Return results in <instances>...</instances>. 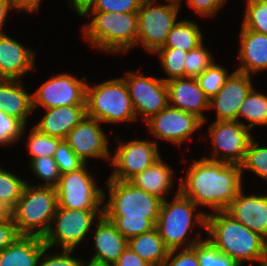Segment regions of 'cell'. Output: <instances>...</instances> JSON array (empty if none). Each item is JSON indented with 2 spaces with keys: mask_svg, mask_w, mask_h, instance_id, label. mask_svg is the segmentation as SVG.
I'll return each mask as SVG.
<instances>
[{
  "mask_svg": "<svg viewBox=\"0 0 267 266\" xmlns=\"http://www.w3.org/2000/svg\"><path fill=\"white\" fill-rule=\"evenodd\" d=\"M128 246L151 266H162L169 253L156 228L130 238Z\"/></svg>",
  "mask_w": 267,
  "mask_h": 266,
  "instance_id": "cell-27",
  "label": "cell"
},
{
  "mask_svg": "<svg viewBox=\"0 0 267 266\" xmlns=\"http://www.w3.org/2000/svg\"><path fill=\"white\" fill-rule=\"evenodd\" d=\"M125 71L122 76L128 86L137 121L145 123L169 105L168 86L160 77L145 76L143 72Z\"/></svg>",
  "mask_w": 267,
  "mask_h": 266,
  "instance_id": "cell-13",
  "label": "cell"
},
{
  "mask_svg": "<svg viewBox=\"0 0 267 266\" xmlns=\"http://www.w3.org/2000/svg\"><path fill=\"white\" fill-rule=\"evenodd\" d=\"M179 181V192L206 214L225 211L244 188L241 165L219 162L205 157L192 160ZM204 207L208 211H204ZM209 210H211L209 212Z\"/></svg>",
  "mask_w": 267,
  "mask_h": 266,
  "instance_id": "cell-1",
  "label": "cell"
},
{
  "mask_svg": "<svg viewBox=\"0 0 267 266\" xmlns=\"http://www.w3.org/2000/svg\"><path fill=\"white\" fill-rule=\"evenodd\" d=\"M86 116L109 125L126 122L128 129L129 122L136 123V113L123 77L108 79L94 86L87 82Z\"/></svg>",
  "mask_w": 267,
  "mask_h": 266,
  "instance_id": "cell-7",
  "label": "cell"
},
{
  "mask_svg": "<svg viewBox=\"0 0 267 266\" xmlns=\"http://www.w3.org/2000/svg\"><path fill=\"white\" fill-rule=\"evenodd\" d=\"M51 248L45 247L42 251L38 266H84L81 258L74 256V250H58V252L50 253Z\"/></svg>",
  "mask_w": 267,
  "mask_h": 266,
  "instance_id": "cell-40",
  "label": "cell"
},
{
  "mask_svg": "<svg viewBox=\"0 0 267 266\" xmlns=\"http://www.w3.org/2000/svg\"><path fill=\"white\" fill-rule=\"evenodd\" d=\"M197 259L199 266H241L220 252L207 238L197 243Z\"/></svg>",
  "mask_w": 267,
  "mask_h": 266,
  "instance_id": "cell-37",
  "label": "cell"
},
{
  "mask_svg": "<svg viewBox=\"0 0 267 266\" xmlns=\"http://www.w3.org/2000/svg\"><path fill=\"white\" fill-rule=\"evenodd\" d=\"M207 135L212 145L207 159L228 164L241 165L245 159L249 142L254 135L239 121H216L209 124Z\"/></svg>",
  "mask_w": 267,
  "mask_h": 266,
  "instance_id": "cell-12",
  "label": "cell"
},
{
  "mask_svg": "<svg viewBox=\"0 0 267 266\" xmlns=\"http://www.w3.org/2000/svg\"><path fill=\"white\" fill-rule=\"evenodd\" d=\"M19 236L12 217L8 215L0 222V252L11 245Z\"/></svg>",
  "mask_w": 267,
  "mask_h": 266,
  "instance_id": "cell-45",
  "label": "cell"
},
{
  "mask_svg": "<svg viewBox=\"0 0 267 266\" xmlns=\"http://www.w3.org/2000/svg\"><path fill=\"white\" fill-rule=\"evenodd\" d=\"M30 171L41 182L36 186L56 187L59 183L60 172L53 157L34 158L29 162Z\"/></svg>",
  "mask_w": 267,
  "mask_h": 266,
  "instance_id": "cell-36",
  "label": "cell"
},
{
  "mask_svg": "<svg viewBox=\"0 0 267 266\" xmlns=\"http://www.w3.org/2000/svg\"><path fill=\"white\" fill-rule=\"evenodd\" d=\"M36 50L8 34L0 35V79L22 80L35 69Z\"/></svg>",
  "mask_w": 267,
  "mask_h": 266,
  "instance_id": "cell-19",
  "label": "cell"
},
{
  "mask_svg": "<svg viewBox=\"0 0 267 266\" xmlns=\"http://www.w3.org/2000/svg\"><path fill=\"white\" fill-rule=\"evenodd\" d=\"M45 247L41 237L20 235L0 252V266H38Z\"/></svg>",
  "mask_w": 267,
  "mask_h": 266,
  "instance_id": "cell-26",
  "label": "cell"
},
{
  "mask_svg": "<svg viewBox=\"0 0 267 266\" xmlns=\"http://www.w3.org/2000/svg\"><path fill=\"white\" fill-rule=\"evenodd\" d=\"M84 164L76 171L60 175L56 186L58 206L66 209L103 210V187Z\"/></svg>",
  "mask_w": 267,
  "mask_h": 266,
  "instance_id": "cell-10",
  "label": "cell"
},
{
  "mask_svg": "<svg viewBox=\"0 0 267 266\" xmlns=\"http://www.w3.org/2000/svg\"><path fill=\"white\" fill-rule=\"evenodd\" d=\"M82 37L92 49L105 54H122L137 47L138 13L88 12ZM87 23V24H86Z\"/></svg>",
  "mask_w": 267,
  "mask_h": 266,
  "instance_id": "cell-5",
  "label": "cell"
},
{
  "mask_svg": "<svg viewBox=\"0 0 267 266\" xmlns=\"http://www.w3.org/2000/svg\"><path fill=\"white\" fill-rule=\"evenodd\" d=\"M92 260L114 264L128 247V240L116 229L115 225L104 215L95 223Z\"/></svg>",
  "mask_w": 267,
  "mask_h": 266,
  "instance_id": "cell-22",
  "label": "cell"
},
{
  "mask_svg": "<svg viewBox=\"0 0 267 266\" xmlns=\"http://www.w3.org/2000/svg\"><path fill=\"white\" fill-rule=\"evenodd\" d=\"M252 75L233 70L218 93L209 100V111L216 112V121H238L241 103L254 87Z\"/></svg>",
  "mask_w": 267,
  "mask_h": 266,
  "instance_id": "cell-17",
  "label": "cell"
},
{
  "mask_svg": "<svg viewBox=\"0 0 267 266\" xmlns=\"http://www.w3.org/2000/svg\"><path fill=\"white\" fill-rule=\"evenodd\" d=\"M33 126L39 132L65 140L68 133L86 116V105L60 106L43 110Z\"/></svg>",
  "mask_w": 267,
  "mask_h": 266,
  "instance_id": "cell-23",
  "label": "cell"
},
{
  "mask_svg": "<svg viewBox=\"0 0 267 266\" xmlns=\"http://www.w3.org/2000/svg\"><path fill=\"white\" fill-rule=\"evenodd\" d=\"M103 210H78L57 207L48 233L43 240L47 247L76 250L89 236Z\"/></svg>",
  "mask_w": 267,
  "mask_h": 266,
  "instance_id": "cell-9",
  "label": "cell"
},
{
  "mask_svg": "<svg viewBox=\"0 0 267 266\" xmlns=\"http://www.w3.org/2000/svg\"><path fill=\"white\" fill-rule=\"evenodd\" d=\"M256 89L252 88L238 110V121L250 131L257 126H267V95Z\"/></svg>",
  "mask_w": 267,
  "mask_h": 266,
  "instance_id": "cell-29",
  "label": "cell"
},
{
  "mask_svg": "<svg viewBox=\"0 0 267 266\" xmlns=\"http://www.w3.org/2000/svg\"><path fill=\"white\" fill-rule=\"evenodd\" d=\"M114 266H151L139 255H137L129 246L119 256Z\"/></svg>",
  "mask_w": 267,
  "mask_h": 266,
  "instance_id": "cell-46",
  "label": "cell"
},
{
  "mask_svg": "<svg viewBox=\"0 0 267 266\" xmlns=\"http://www.w3.org/2000/svg\"><path fill=\"white\" fill-rule=\"evenodd\" d=\"M10 11L12 12L13 10L10 6L9 0H0V35L6 33L3 28H5L4 25L7 22L6 19H9L8 15Z\"/></svg>",
  "mask_w": 267,
  "mask_h": 266,
  "instance_id": "cell-49",
  "label": "cell"
},
{
  "mask_svg": "<svg viewBox=\"0 0 267 266\" xmlns=\"http://www.w3.org/2000/svg\"><path fill=\"white\" fill-rule=\"evenodd\" d=\"M187 7L200 16V18L214 17L220 9L227 3V0H184Z\"/></svg>",
  "mask_w": 267,
  "mask_h": 266,
  "instance_id": "cell-44",
  "label": "cell"
},
{
  "mask_svg": "<svg viewBox=\"0 0 267 266\" xmlns=\"http://www.w3.org/2000/svg\"><path fill=\"white\" fill-rule=\"evenodd\" d=\"M0 111L20 119L26 126L29 125L28 117L34 111L32 94L27 92L24 81L0 79Z\"/></svg>",
  "mask_w": 267,
  "mask_h": 266,
  "instance_id": "cell-24",
  "label": "cell"
},
{
  "mask_svg": "<svg viewBox=\"0 0 267 266\" xmlns=\"http://www.w3.org/2000/svg\"><path fill=\"white\" fill-rule=\"evenodd\" d=\"M101 125L96 119L85 116L65 138L69 147L85 164L89 159L111 160L109 136L105 135Z\"/></svg>",
  "mask_w": 267,
  "mask_h": 266,
  "instance_id": "cell-16",
  "label": "cell"
},
{
  "mask_svg": "<svg viewBox=\"0 0 267 266\" xmlns=\"http://www.w3.org/2000/svg\"><path fill=\"white\" fill-rule=\"evenodd\" d=\"M12 10L33 14L39 12L41 0H9Z\"/></svg>",
  "mask_w": 267,
  "mask_h": 266,
  "instance_id": "cell-47",
  "label": "cell"
},
{
  "mask_svg": "<svg viewBox=\"0 0 267 266\" xmlns=\"http://www.w3.org/2000/svg\"><path fill=\"white\" fill-rule=\"evenodd\" d=\"M104 187L103 215L127 240L155 228L162 199L130 181L107 179Z\"/></svg>",
  "mask_w": 267,
  "mask_h": 266,
  "instance_id": "cell-2",
  "label": "cell"
},
{
  "mask_svg": "<svg viewBox=\"0 0 267 266\" xmlns=\"http://www.w3.org/2000/svg\"><path fill=\"white\" fill-rule=\"evenodd\" d=\"M215 57L204 43L188 51L185 60V77L197 78L201 75L213 62Z\"/></svg>",
  "mask_w": 267,
  "mask_h": 266,
  "instance_id": "cell-38",
  "label": "cell"
},
{
  "mask_svg": "<svg viewBox=\"0 0 267 266\" xmlns=\"http://www.w3.org/2000/svg\"><path fill=\"white\" fill-rule=\"evenodd\" d=\"M119 137L116 135L113 139L117 142V148L111 153L109 164L113 169L107 179L130 181L162 157L159 145L153 139L136 138L124 142Z\"/></svg>",
  "mask_w": 267,
  "mask_h": 266,
  "instance_id": "cell-11",
  "label": "cell"
},
{
  "mask_svg": "<svg viewBox=\"0 0 267 266\" xmlns=\"http://www.w3.org/2000/svg\"><path fill=\"white\" fill-rule=\"evenodd\" d=\"M162 266H199L197 243L192 248L169 250Z\"/></svg>",
  "mask_w": 267,
  "mask_h": 266,
  "instance_id": "cell-43",
  "label": "cell"
},
{
  "mask_svg": "<svg viewBox=\"0 0 267 266\" xmlns=\"http://www.w3.org/2000/svg\"><path fill=\"white\" fill-rule=\"evenodd\" d=\"M87 77L73 73L55 74L32 92L33 111L40 107L47 110L60 106L86 105Z\"/></svg>",
  "mask_w": 267,
  "mask_h": 266,
  "instance_id": "cell-14",
  "label": "cell"
},
{
  "mask_svg": "<svg viewBox=\"0 0 267 266\" xmlns=\"http://www.w3.org/2000/svg\"><path fill=\"white\" fill-rule=\"evenodd\" d=\"M2 167L0 166V206L9 213L21 198L27 181Z\"/></svg>",
  "mask_w": 267,
  "mask_h": 266,
  "instance_id": "cell-30",
  "label": "cell"
},
{
  "mask_svg": "<svg viewBox=\"0 0 267 266\" xmlns=\"http://www.w3.org/2000/svg\"><path fill=\"white\" fill-rule=\"evenodd\" d=\"M169 105L199 117L207 124L204 112L209 111V98L200 88L196 78L182 77L168 80ZM206 110V111H205Z\"/></svg>",
  "mask_w": 267,
  "mask_h": 266,
  "instance_id": "cell-20",
  "label": "cell"
},
{
  "mask_svg": "<svg viewBox=\"0 0 267 266\" xmlns=\"http://www.w3.org/2000/svg\"><path fill=\"white\" fill-rule=\"evenodd\" d=\"M58 207L56 187L26 183L21 198L9 212L18 233L44 238Z\"/></svg>",
  "mask_w": 267,
  "mask_h": 266,
  "instance_id": "cell-6",
  "label": "cell"
},
{
  "mask_svg": "<svg viewBox=\"0 0 267 266\" xmlns=\"http://www.w3.org/2000/svg\"><path fill=\"white\" fill-rule=\"evenodd\" d=\"M94 1L95 0H68L67 2L77 16L84 18L93 6Z\"/></svg>",
  "mask_w": 267,
  "mask_h": 266,
  "instance_id": "cell-48",
  "label": "cell"
},
{
  "mask_svg": "<svg viewBox=\"0 0 267 266\" xmlns=\"http://www.w3.org/2000/svg\"><path fill=\"white\" fill-rule=\"evenodd\" d=\"M245 3L241 25L267 35V0H245Z\"/></svg>",
  "mask_w": 267,
  "mask_h": 266,
  "instance_id": "cell-34",
  "label": "cell"
},
{
  "mask_svg": "<svg viewBox=\"0 0 267 266\" xmlns=\"http://www.w3.org/2000/svg\"><path fill=\"white\" fill-rule=\"evenodd\" d=\"M8 215L9 213L0 206V222L3 221Z\"/></svg>",
  "mask_w": 267,
  "mask_h": 266,
  "instance_id": "cell-51",
  "label": "cell"
},
{
  "mask_svg": "<svg viewBox=\"0 0 267 266\" xmlns=\"http://www.w3.org/2000/svg\"><path fill=\"white\" fill-rule=\"evenodd\" d=\"M53 158L57 163L60 174L76 171L85 164L65 140L59 143Z\"/></svg>",
  "mask_w": 267,
  "mask_h": 266,
  "instance_id": "cell-41",
  "label": "cell"
},
{
  "mask_svg": "<svg viewBox=\"0 0 267 266\" xmlns=\"http://www.w3.org/2000/svg\"><path fill=\"white\" fill-rule=\"evenodd\" d=\"M206 233L205 238L239 265L267 266V241L225 211L206 215Z\"/></svg>",
  "mask_w": 267,
  "mask_h": 266,
  "instance_id": "cell-3",
  "label": "cell"
},
{
  "mask_svg": "<svg viewBox=\"0 0 267 266\" xmlns=\"http://www.w3.org/2000/svg\"><path fill=\"white\" fill-rule=\"evenodd\" d=\"M143 0L138 10L137 48L153 55L166 44L168 34L177 23L181 4L166 0Z\"/></svg>",
  "mask_w": 267,
  "mask_h": 266,
  "instance_id": "cell-8",
  "label": "cell"
},
{
  "mask_svg": "<svg viewBox=\"0 0 267 266\" xmlns=\"http://www.w3.org/2000/svg\"><path fill=\"white\" fill-rule=\"evenodd\" d=\"M144 124L147 125L148 131L155 138L153 141L157 145L160 140V142L177 145V147L182 146L187 140L189 142L193 140V134L204 127L203 121L199 117L170 105Z\"/></svg>",
  "mask_w": 267,
  "mask_h": 266,
  "instance_id": "cell-15",
  "label": "cell"
},
{
  "mask_svg": "<svg viewBox=\"0 0 267 266\" xmlns=\"http://www.w3.org/2000/svg\"><path fill=\"white\" fill-rule=\"evenodd\" d=\"M84 266H114V264H107L92 259H88L85 261Z\"/></svg>",
  "mask_w": 267,
  "mask_h": 266,
  "instance_id": "cell-50",
  "label": "cell"
},
{
  "mask_svg": "<svg viewBox=\"0 0 267 266\" xmlns=\"http://www.w3.org/2000/svg\"><path fill=\"white\" fill-rule=\"evenodd\" d=\"M161 1H162V0H161ZM164 1H166V0H164ZM169 1H174V2H177V3H179V4L182 5V3H183L184 0H169Z\"/></svg>",
  "mask_w": 267,
  "mask_h": 266,
  "instance_id": "cell-52",
  "label": "cell"
},
{
  "mask_svg": "<svg viewBox=\"0 0 267 266\" xmlns=\"http://www.w3.org/2000/svg\"><path fill=\"white\" fill-rule=\"evenodd\" d=\"M244 188L236 195L225 212L249 230L267 241V194H245Z\"/></svg>",
  "mask_w": 267,
  "mask_h": 266,
  "instance_id": "cell-18",
  "label": "cell"
},
{
  "mask_svg": "<svg viewBox=\"0 0 267 266\" xmlns=\"http://www.w3.org/2000/svg\"><path fill=\"white\" fill-rule=\"evenodd\" d=\"M29 130L30 133L26 136V147L30 154L28 163L34 158L54 157L55 150L62 139L43 134L34 127Z\"/></svg>",
  "mask_w": 267,
  "mask_h": 266,
  "instance_id": "cell-33",
  "label": "cell"
},
{
  "mask_svg": "<svg viewBox=\"0 0 267 266\" xmlns=\"http://www.w3.org/2000/svg\"><path fill=\"white\" fill-rule=\"evenodd\" d=\"M174 171L161 157L149 168L134 176L130 182L136 187L165 200L176 184Z\"/></svg>",
  "mask_w": 267,
  "mask_h": 266,
  "instance_id": "cell-25",
  "label": "cell"
},
{
  "mask_svg": "<svg viewBox=\"0 0 267 266\" xmlns=\"http://www.w3.org/2000/svg\"><path fill=\"white\" fill-rule=\"evenodd\" d=\"M143 0H95L89 12H138Z\"/></svg>",
  "mask_w": 267,
  "mask_h": 266,
  "instance_id": "cell-42",
  "label": "cell"
},
{
  "mask_svg": "<svg viewBox=\"0 0 267 266\" xmlns=\"http://www.w3.org/2000/svg\"><path fill=\"white\" fill-rule=\"evenodd\" d=\"M177 187L175 196L171 197V200H162L155 225L169 250L192 248L205 239L200 231L190 238L189 234L194 233L193 228L196 226L206 232L207 214L179 192V185Z\"/></svg>",
  "mask_w": 267,
  "mask_h": 266,
  "instance_id": "cell-4",
  "label": "cell"
},
{
  "mask_svg": "<svg viewBox=\"0 0 267 266\" xmlns=\"http://www.w3.org/2000/svg\"><path fill=\"white\" fill-rule=\"evenodd\" d=\"M204 41V34L200 25L193 20L182 19L172 27L166 44L162 48H178L183 51H191Z\"/></svg>",
  "mask_w": 267,
  "mask_h": 266,
  "instance_id": "cell-28",
  "label": "cell"
},
{
  "mask_svg": "<svg viewBox=\"0 0 267 266\" xmlns=\"http://www.w3.org/2000/svg\"><path fill=\"white\" fill-rule=\"evenodd\" d=\"M186 51L178 48H160L155 53L159 58L160 67L165 73V77L161 79L167 82L173 78L185 77V60L187 57Z\"/></svg>",
  "mask_w": 267,
  "mask_h": 266,
  "instance_id": "cell-31",
  "label": "cell"
},
{
  "mask_svg": "<svg viewBox=\"0 0 267 266\" xmlns=\"http://www.w3.org/2000/svg\"><path fill=\"white\" fill-rule=\"evenodd\" d=\"M231 73L215 60L196 80L206 96L211 99L222 88Z\"/></svg>",
  "mask_w": 267,
  "mask_h": 266,
  "instance_id": "cell-35",
  "label": "cell"
},
{
  "mask_svg": "<svg viewBox=\"0 0 267 266\" xmlns=\"http://www.w3.org/2000/svg\"><path fill=\"white\" fill-rule=\"evenodd\" d=\"M26 129L27 126L20 119L0 111V146L16 145L26 135Z\"/></svg>",
  "mask_w": 267,
  "mask_h": 266,
  "instance_id": "cell-39",
  "label": "cell"
},
{
  "mask_svg": "<svg viewBox=\"0 0 267 266\" xmlns=\"http://www.w3.org/2000/svg\"><path fill=\"white\" fill-rule=\"evenodd\" d=\"M238 63L235 70L256 75L267 70V35L241 25L239 32Z\"/></svg>",
  "mask_w": 267,
  "mask_h": 266,
  "instance_id": "cell-21",
  "label": "cell"
},
{
  "mask_svg": "<svg viewBox=\"0 0 267 266\" xmlns=\"http://www.w3.org/2000/svg\"><path fill=\"white\" fill-rule=\"evenodd\" d=\"M259 144L254 137L249 142L245 159L241 164L242 177L244 171H247L267 182V145Z\"/></svg>",
  "mask_w": 267,
  "mask_h": 266,
  "instance_id": "cell-32",
  "label": "cell"
}]
</instances>
